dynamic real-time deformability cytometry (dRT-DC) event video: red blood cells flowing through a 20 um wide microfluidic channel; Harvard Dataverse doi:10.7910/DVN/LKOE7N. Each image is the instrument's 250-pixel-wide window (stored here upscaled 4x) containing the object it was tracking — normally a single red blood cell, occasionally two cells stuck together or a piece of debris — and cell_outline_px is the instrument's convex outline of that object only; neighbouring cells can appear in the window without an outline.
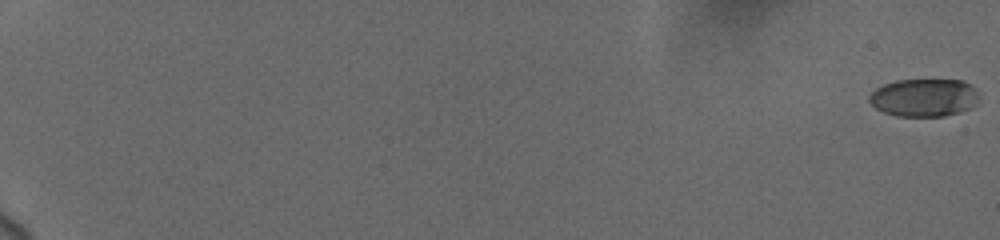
{"species": "human", "species_latin": "Homo sapiens", "temperature_condition": "cold", "stored_images_in_passage": 14, "camera_frame_rate_fps": 3000, "um_per_image_px": 0.085, "donor": {"sex": "female"}, "frame": {"image": 1, "passage_image": 1, "time_ms": 0.0, "image_size_px": [1000, 240], "cell_outline_px": [[976, 104], [972, 108], [960, 112], [944, 116], [896, 116], [884, 112], [876, 108], [868, 100], [868, 96], [876, 88], [884, 84], [896, 80], [964, 80], [972, 84], [976, 92]], "centroid_in_image_um": [78.54, 8.29], "position_along_channel_um": 6.5, "area_um2": 24.28}}